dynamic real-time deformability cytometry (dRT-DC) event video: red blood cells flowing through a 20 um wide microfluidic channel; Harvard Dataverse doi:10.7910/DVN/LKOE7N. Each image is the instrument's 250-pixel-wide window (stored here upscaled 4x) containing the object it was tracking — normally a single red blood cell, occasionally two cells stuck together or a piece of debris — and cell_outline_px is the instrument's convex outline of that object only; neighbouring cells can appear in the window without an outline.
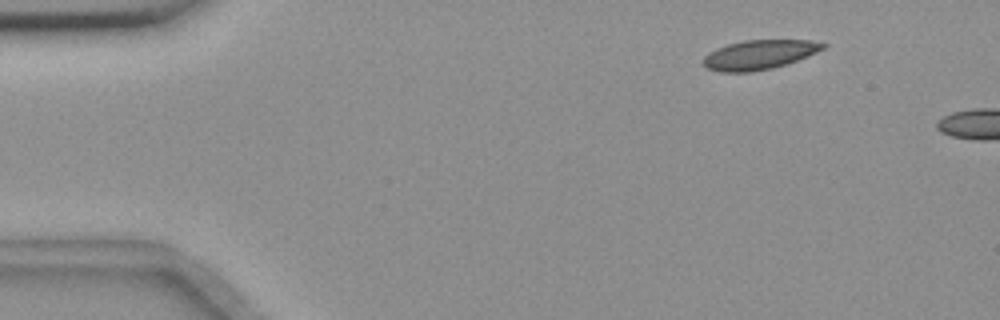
{"species": "common noctule bat (a hibernating species)", "species_latin": "Nyctalus noctula", "temperature_condition": "room temperature", "stored_images_in_passage": 2, "camera_frame_rate_fps": 3000, "um_per_image_px": 0.085, "animal": {"sex": "female", "body_mass_g": 18.4}, "frame": {"image": 1, "passage_image": 1, "time_ms": 0.0, "image_size_px": [1000, 320], "cell_outline_px": [[828, 44], [824, 48], [808, 56], [772, 68], [752, 72], [720, 72], [708, 68], [704, 64], [704, 56], [708, 52], [716, 48], [728, 44], [744, 40], [808, 40]], "centroid_in_image_um": [64.51, 4.64], "position_along_channel_um": 20.5, "area_um2": 20.35}}